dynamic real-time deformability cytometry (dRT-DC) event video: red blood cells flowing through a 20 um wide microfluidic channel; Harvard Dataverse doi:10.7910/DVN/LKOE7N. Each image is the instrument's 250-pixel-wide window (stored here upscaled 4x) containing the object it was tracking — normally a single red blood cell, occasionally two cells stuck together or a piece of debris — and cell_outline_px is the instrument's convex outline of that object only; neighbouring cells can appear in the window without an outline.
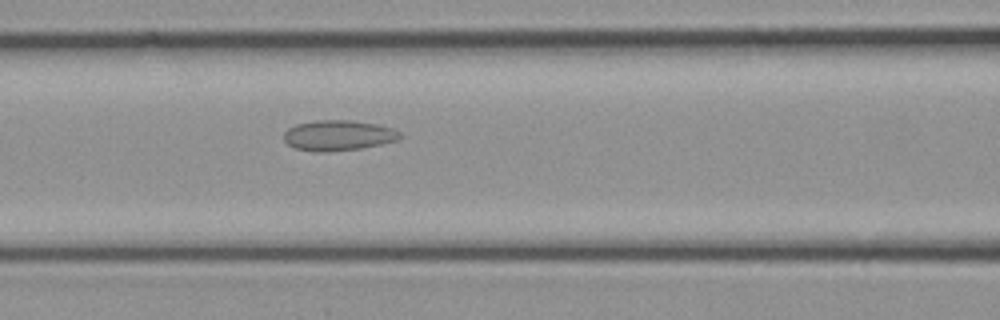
{"species": "common noctule bat (a hibernating species)", "species_latin": "Nyctalus noctula", "temperature_condition": "cold", "stored_images_in_passage": 32, "camera_frame_rate_fps": 3000, "um_per_image_px": 0.085, "animal": {"sex": "female", "body_mass_g": 21.9}, "frame": {"image": 1, "passage_image": 14, "time_ms": 4.333, "image_size_px": [1000, 320], "cell_outline_px": [[404, 136], [400, 140], [360, 148], [328, 152], [316, 152], [296, 148], [288, 144], [284, 140], [284, 132], [288, 128], [296, 124], [316, 120], [352, 120], [376, 124], [392, 128], [400, 132]], "centroid_in_image_um": [28.77, 11.5], "position_along_channel_um": 137.8, "area_um2": 20.69}}
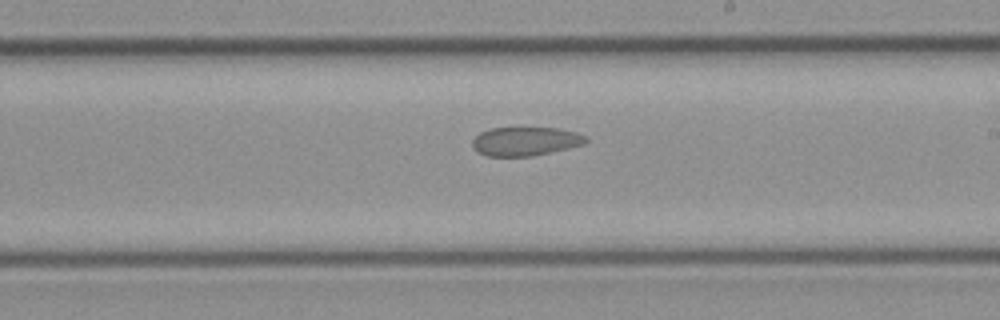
{"frame": {"image": 2, "passage_image": 19, "time_ms": 6.0, "image_size_px": [1000, 320], "cell_outline_px": [[588, 140], [584, 144], [568, 148], [532, 156], [488, 156], [476, 152], [472, 148], [472, 140], [480, 132], [488, 128], [556, 128], [576, 132], [588, 136]], "centroid_in_image_um": [44.64, 12.01], "position_along_channel_um": 244.4, "area_um2": 19.13}}
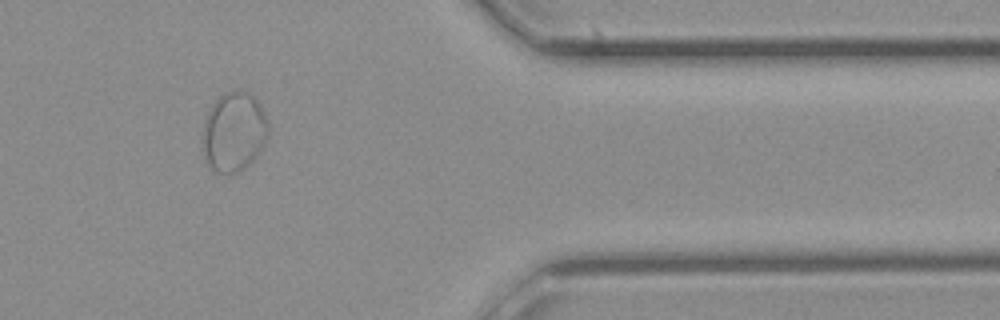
{"frame": {"image": 3, "passage_image": 27, "time_ms": 8.667, "image_size_px": [1000, 320], "cell_outline_px": [[268, 140], [256, 156], [244, 168], [228, 176], [212, 172], [204, 160], [204, 120], [212, 104], [224, 92], [236, 88], [248, 92], [260, 104], [268, 120]], "centroid_in_image_um": [19.89, 11.22], "position_along_channel_um": 391.5, "area_um2": 30.92}}